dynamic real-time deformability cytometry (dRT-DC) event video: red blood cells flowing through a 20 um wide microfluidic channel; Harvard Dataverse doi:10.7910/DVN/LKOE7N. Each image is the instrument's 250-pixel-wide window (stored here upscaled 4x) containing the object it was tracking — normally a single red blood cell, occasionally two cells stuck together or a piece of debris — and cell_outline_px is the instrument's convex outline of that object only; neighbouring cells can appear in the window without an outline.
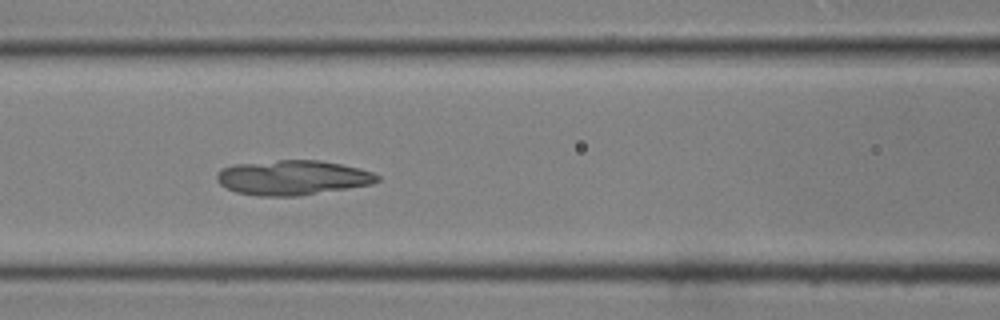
{"species": "common noctule bat (a hibernating species)", "species_latin": "Nyctalus noctula", "temperature_condition": "room temperature", "stored_images_in_passage": 37, "camera_frame_rate_fps": 3000, "um_per_image_px": 0.085, "animal": {"sex": "male", "body_mass_g": 19.0, "forearm_length_mm": 50.8}, "frame": {"image": 1, "passage_image": 12, "time_ms": 3.667, "image_size_px": [1000, 320], "cell_outline_px": [[380, 180], [372, 184], [348, 188], [296, 196], [256, 196], [236, 192], [220, 184], [216, 180], [216, 176], [224, 168], [232, 164], [280, 160], [320, 160], [340, 164], [372, 172], [380, 176]], "centroid_in_image_um": [24.86, 15.1], "position_along_channel_um": 141.7, "area_um2": 32.31}}
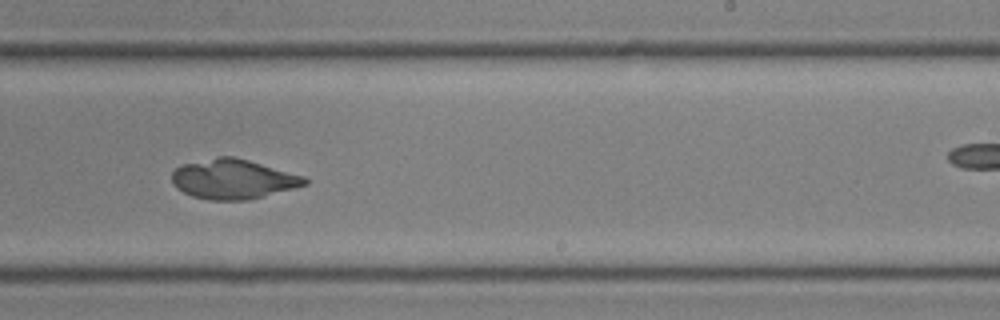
{"frame": {"image": 2, "passage_image": 20, "time_ms": 6.333, "image_size_px": [1000, 320], "cell_outline_px": [[308, 184], [296, 188], [248, 200], [208, 200], [192, 196], [176, 188], [172, 184], [172, 172], [180, 164], [220, 156], [232, 156], [248, 160], [304, 176], [308, 180]], "centroid_in_image_um": [19.8, 15.23], "position_along_channel_um": 269.2, "area_um2": 30.81}}
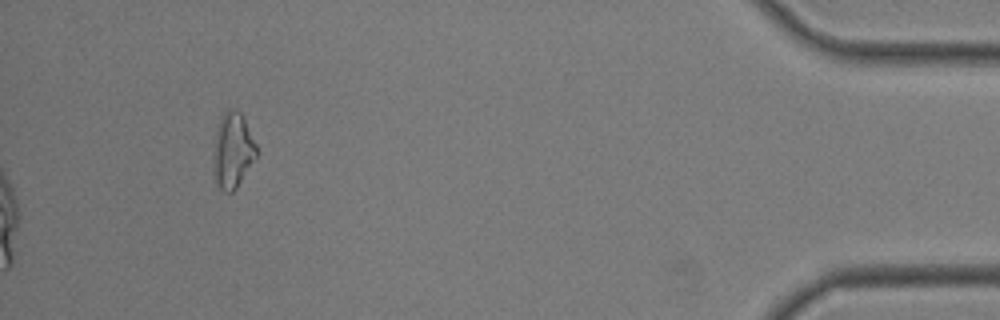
{"frame": {"image": 3, "passage_image": 37, "time_ms": 12.0, "image_size_px": [1000, 320], "cell_outline_px": [[256, 156], [236, 188], [232, 192], [224, 192], [220, 188], [212, 172], [216, 132], [220, 116], [228, 108], [236, 108], [244, 116], [256, 144]], "centroid_in_image_um": [19.77, 12.74], "position_along_channel_um": 415.4, "area_um2": 18.9}}